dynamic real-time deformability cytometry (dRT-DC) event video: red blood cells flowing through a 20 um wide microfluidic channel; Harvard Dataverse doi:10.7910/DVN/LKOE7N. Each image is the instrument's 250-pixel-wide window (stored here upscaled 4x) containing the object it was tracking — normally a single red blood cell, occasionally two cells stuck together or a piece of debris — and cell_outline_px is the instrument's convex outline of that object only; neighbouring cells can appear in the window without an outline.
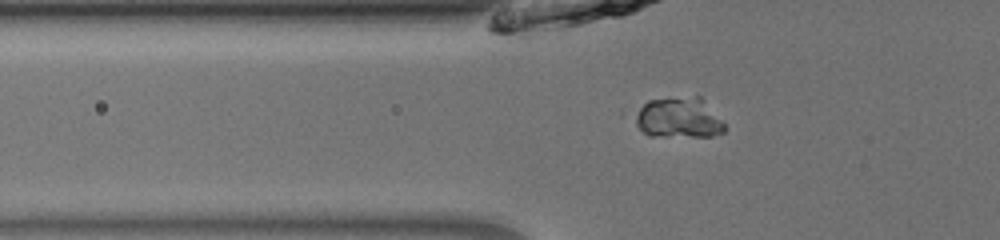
{"species": "common noctule bat (a hibernating species)", "species_latin": "Nyctalus noctula", "temperature_condition": "room temperature", "stored_images_in_passage": 40, "camera_frame_rate_fps": 3000, "um_per_image_px": 0.085, "animal": {"sex": "male", "body_mass_g": 13.0, "forearm_length_mm": 53.1}, "frame": {"image": 1, "passage_image": 6, "time_ms": 1.667, "image_size_px": [1000, 240], "cell_outline_px": [[724, 132], [712, 136], [648, 136], [636, 124], [636, 116], [640, 108], [648, 100], [696, 96], [700, 96], [724, 124]], "centroid_in_image_um": [57.69, 10.02], "position_along_channel_um": 68.1, "area_um2": 20.69}}
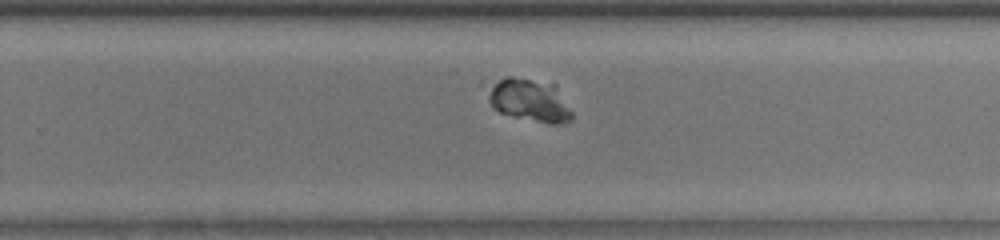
{"frame": {"image": 2, "passage_image": 23, "time_ms": 7.333, "image_size_px": [1000, 240], "cell_outline_px": [[572, 120], [556, 124], [548, 124], [512, 116], [500, 112], [492, 108], [488, 100], [488, 84], [504, 76], [512, 76], [556, 84], [572, 112]], "centroid_in_image_um": [44.98, 8.5], "position_along_channel_um": 284.8, "area_um2": 21.33}}
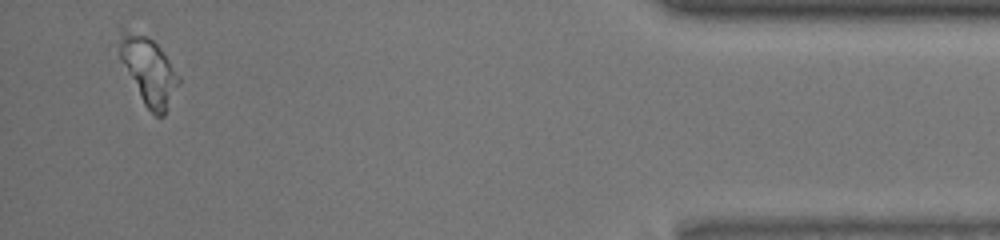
{"frame": {"image": 3, "passage_image": 38, "time_ms": 12.333, "image_size_px": [1000, 240], "cell_outline_px": [[180, 84], [164, 116], [156, 116], [144, 104], [120, 60], [120, 32], [124, 28], [148, 36], [160, 48], [180, 76]], "centroid_in_image_um": [12.66, 6.03], "position_along_channel_um": 422.5, "area_um2": 23.0}}